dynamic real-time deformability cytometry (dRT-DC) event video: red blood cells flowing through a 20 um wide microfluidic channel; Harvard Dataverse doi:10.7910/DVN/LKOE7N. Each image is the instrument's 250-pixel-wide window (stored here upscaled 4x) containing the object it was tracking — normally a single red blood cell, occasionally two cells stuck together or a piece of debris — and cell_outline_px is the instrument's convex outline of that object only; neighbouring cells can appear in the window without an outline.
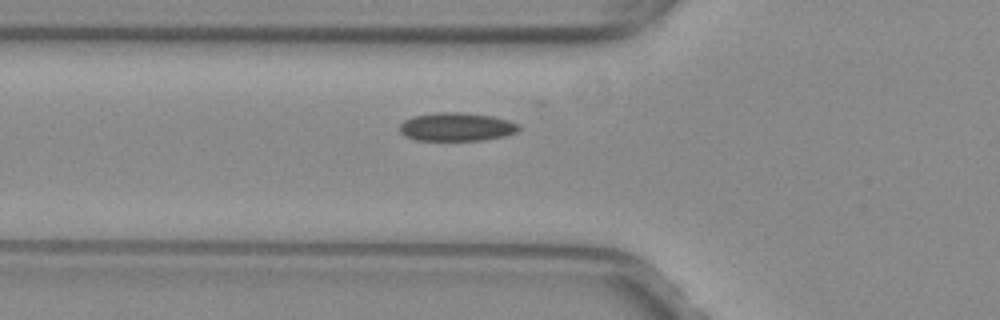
{"species": "common noctule bat (a hibernating species)", "species_latin": "Nyctalus noctula", "temperature_condition": "warm", "stored_images_in_passage": 35, "camera_frame_rate_fps": 3000, "um_per_image_px": 0.085, "animal": {"sex": "female", "body_mass_g": 29.2, "forearm_length_mm": 56.3}, "frame": {"image": 1, "passage_image": 2, "time_ms": 0.333, "image_size_px": [1000, 320], "cell_outline_px": [[520, 128], [516, 132], [504, 136], [480, 140], [416, 140], [404, 136], [400, 132], [400, 124], [404, 120], [412, 116], [436, 112], [460, 112], [492, 116], [508, 120], [520, 124]], "centroid_in_image_um": [38.79, 10.78], "position_along_channel_um": 87.0, "area_um2": 19.77}}
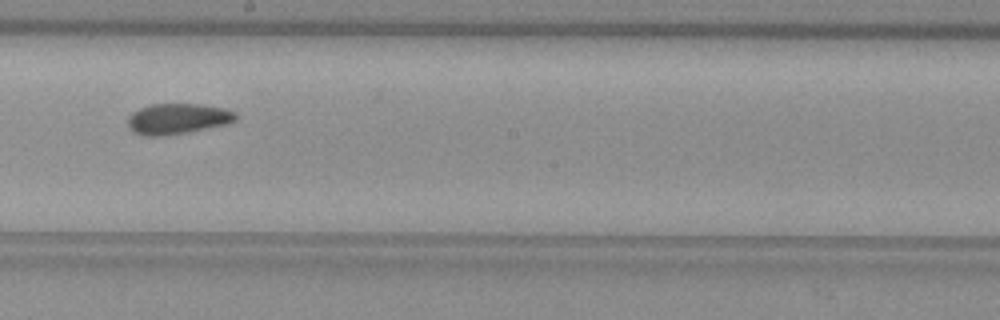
{"frame": {"image": 2, "passage_image": 13, "time_ms": 4.0, "image_size_px": [1000, 320], "cell_outline_px": [[236, 120], [228, 124], [164, 136], [144, 136], [132, 132], [128, 128], [128, 116], [132, 112], [140, 108], [152, 104], [200, 104], [224, 108], [236, 112]], "centroid_in_image_um": [15.07, 10.1], "position_along_channel_um": 233.1, "area_um2": 19.36}}
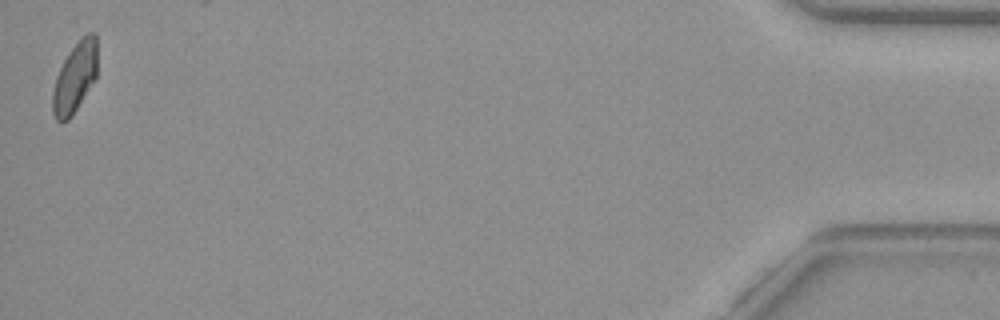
{"frame": {"image": 3, "passage_image": 35, "time_ms": 11.333, "image_size_px": [1000, 320], "cell_outline_px": [[96, 76], [72, 116], [68, 120], [56, 120], [52, 112], [52, 92], [56, 76], [68, 52], [88, 32], [92, 32], [96, 36]], "centroid_in_image_um": [6.34, 6.6], "position_along_channel_um": 428.9, "area_um2": 17.86}, "authors_computed_cell_mechanics": {"area_um2": 18.9584, "velocity_mm_per_s": 3.9767, "shape_relaxation_time_tau1_ms": 8.014, "shape_relaxation_time_tau2_ms": 4.7225, "deformation_change_tau1": 0.1215, "deformation_change_tau2": 0.0624}}